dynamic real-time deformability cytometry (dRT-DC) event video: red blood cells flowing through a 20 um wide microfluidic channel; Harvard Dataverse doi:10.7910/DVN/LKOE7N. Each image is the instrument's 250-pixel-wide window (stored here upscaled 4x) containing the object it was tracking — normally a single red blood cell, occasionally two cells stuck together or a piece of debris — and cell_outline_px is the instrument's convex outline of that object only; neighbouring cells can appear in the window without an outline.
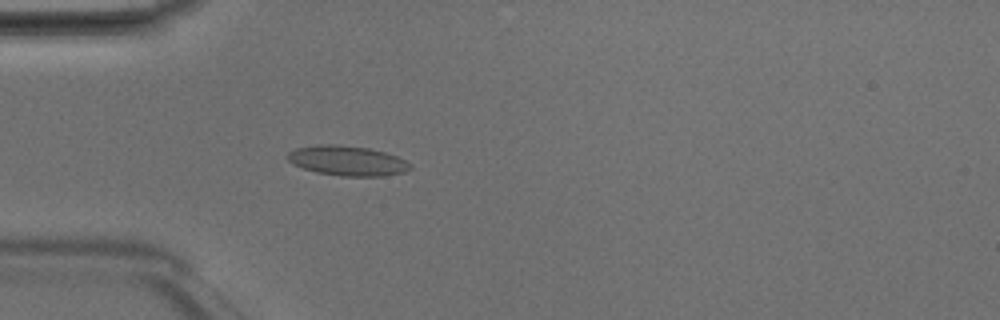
{"species": "Egyptian fruit bat (a non-hibernating species)", "species_latin": "Rousettus aegyptiacus", "temperature_condition": "room temperature", "stored_images_in_passage": 48, "camera_frame_rate_fps": 3000, "um_per_image_px": 0.085, "animal": {"sex": "male"}, "frame": {"image": 1, "passage_image": 14, "time_ms": 4.333, "image_size_px": [1000, 320], "cell_outline_px": [[412, 168], [404, 172], [384, 176], [340, 176], [316, 172], [292, 164], [288, 160], [288, 152], [296, 148], [316, 144], [336, 144], [368, 148], [384, 152], [396, 156], [412, 164]], "centroid_in_image_um": [29.52, 13.66], "position_along_channel_um": 55.5, "area_um2": 21.39}}
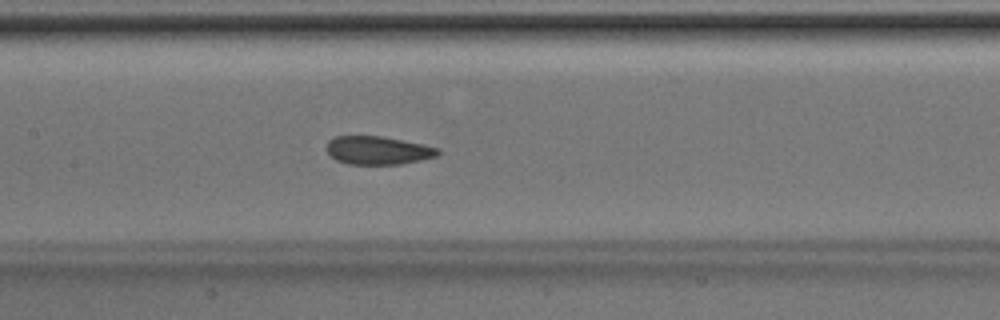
{"frame": {"image": 2, "passage_image": 23, "time_ms": 7.333, "image_size_px": [1000, 320], "cell_outline_px": [[440, 152], [436, 156], [420, 160], [400, 164], [348, 164], [336, 160], [324, 148], [328, 140], [332, 136], [384, 136], [424, 144], [440, 148]], "centroid_in_image_um": [32.1, 12.76], "position_along_channel_um": 175.3, "area_um2": 18.55}}
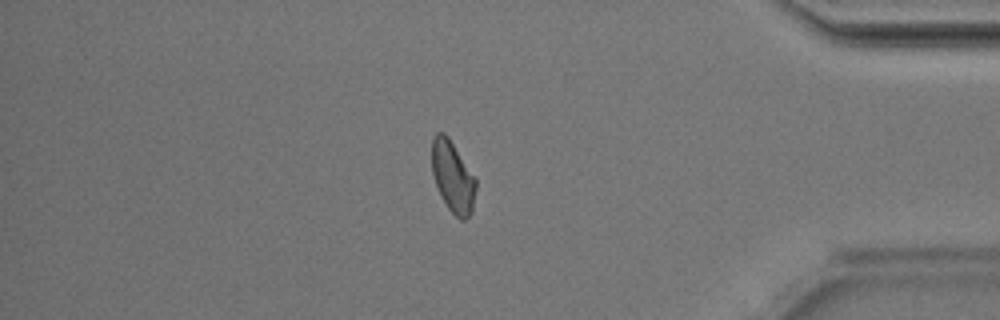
{"frame": {"image": 3, "passage_image": 41, "time_ms": 13.333, "image_size_px": [1000, 320], "cell_outline_px": [[476, 188], [472, 212], [464, 220], [460, 220], [448, 208], [440, 196], [432, 172], [432, 136], [436, 132], [444, 132], [448, 136], [476, 180]], "centroid_in_image_um": [38.47, 15.02], "position_along_channel_um": 396.7, "area_um2": 18.15}, "authors_computed_cell_mechanics": {"area_um2": 19.0162, "velocity_mm_per_s": 4.2141, "shape_relaxation_time_tau1_ms": 10.3889, "shape_relaxation_time_tau2_ms": 1.5975, "deformation_change_tau1": 0.1733, "deformation_change_tau2": 0.0635}}